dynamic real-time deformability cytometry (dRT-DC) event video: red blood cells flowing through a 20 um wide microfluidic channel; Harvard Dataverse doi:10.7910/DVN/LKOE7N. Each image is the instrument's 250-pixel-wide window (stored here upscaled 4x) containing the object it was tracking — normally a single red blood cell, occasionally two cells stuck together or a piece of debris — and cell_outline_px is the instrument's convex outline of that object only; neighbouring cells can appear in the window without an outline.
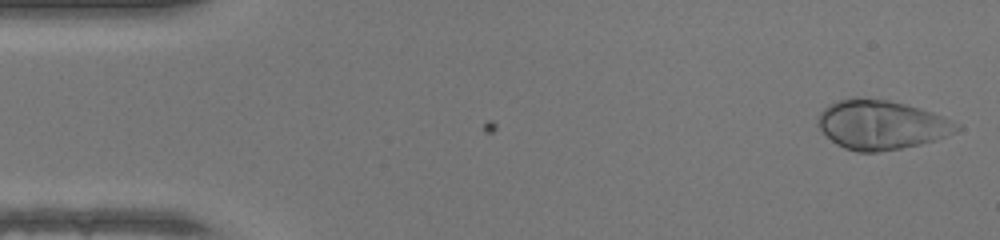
{"species": "human", "species_latin": "Homo sapiens", "temperature_condition": "warm", "stored_images_in_passage": 47, "camera_frame_rate_fps": 3000, "um_per_image_px": 0.085, "donor": {"sex": "female"}, "frame": {"image": 1, "passage_image": 1, "time_ms": 0.0, "image_size_px": [1000, 240], "cell_outline_px": [[960, 128], [956, 132], [920, 144], [900, 148], [876, 152], [856, 152], [844, 148], [836, 144], [816, 124], [816, 120], [820, 112], [828, 104], [852, 96], [856, 96], [888, 100], [920, 108], [944, 116], [960, 124]], "centroid_in_image_um": [74.88, 10.59], "position_along_channel_um": 10.1, "area_um2": 39.82}}
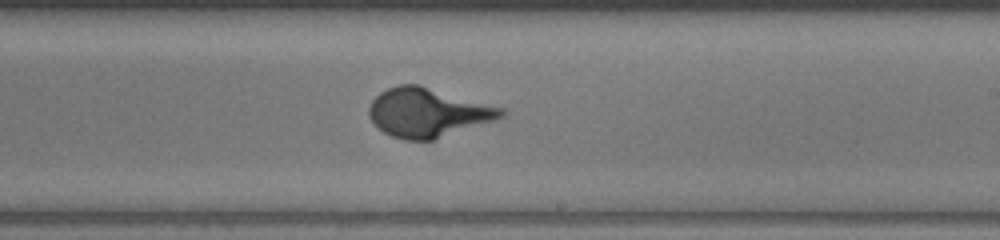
{"frame": {"image": 2, "passage_image": 27, "time_ms": 8.667, "image_size_px": [1000, 240], "cell_outline_px": [[508, 112], [504, 116], [496, 120], [432, 140], [404, 140], [392, 136], [384, 132], [368, 116], [368, 108], [372, 100], [380, 92], [388, 88], [400, 84], [420, 84], [504, 108]], "centroid_in_image_um": [36.38, 9.55], "position_along_channel_um": 252.6, "area_um2": 37.8}}
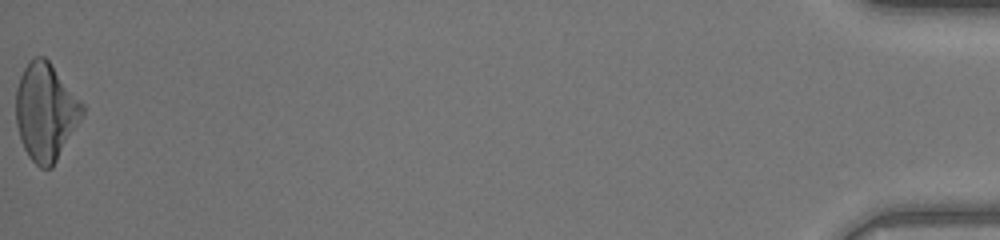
{"frame": {"image": 3, "passage_image": 47, "time_ms": 15.333, "image_size_px": [1000, 240], "cell_outline_px": [[84, 116], [52, 168], [40, 168], [28, 156], [20, 140], [16, 124], [16, 88], [20, 76], [28, 60], [32, 56], [44, 56], [48, 60], [84, 104]], "centroid_in_image_um": [3.88, 9.5], "position_along_channel_um": 431.3, "area_um2": 37.97}}